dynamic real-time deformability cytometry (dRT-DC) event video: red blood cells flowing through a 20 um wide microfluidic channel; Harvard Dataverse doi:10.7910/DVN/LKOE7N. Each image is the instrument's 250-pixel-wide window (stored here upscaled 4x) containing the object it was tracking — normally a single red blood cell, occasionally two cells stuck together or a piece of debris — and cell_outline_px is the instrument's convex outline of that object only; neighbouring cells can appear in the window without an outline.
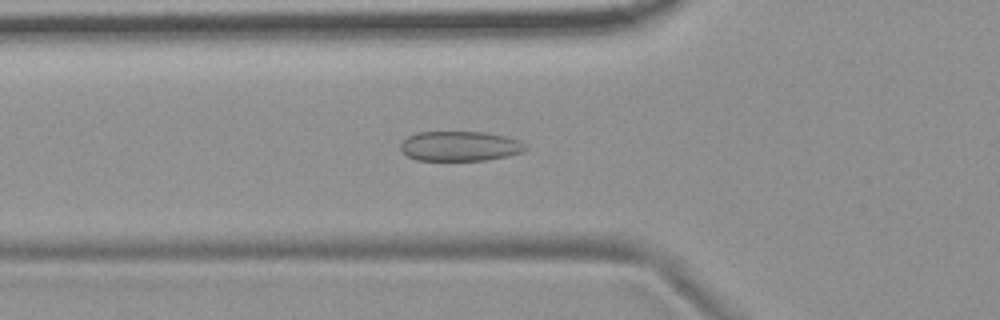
{"species": "common noctule bat (a hibernating species)", "species_latin": "Nyctalus noctula", "temperature_condition": "room temperature", "stored_images_in_passage": 53, "camera_frame_rate_fps": 3000, "um_per_image_px": 0.085, "animal": {"sex": "female", "body_mass_g": 19.9}, "frame": {"image": 1, "passage_image": 18, "time_ms": 5.667, "image_size_px": [1000, 320], "cell_outline_px": [[528, 148], [520, 152], [508, 156], [484, 160], [416, 160], [408, 156], [400, 148], [400, 144], [408, 136], [416, 132], [484, 132], [508, 136], [520, 140]], "centroid_in_image_um": [39.1, 12.41], "position_along_channel_um": 86.7, "area_um2": 21.73}}
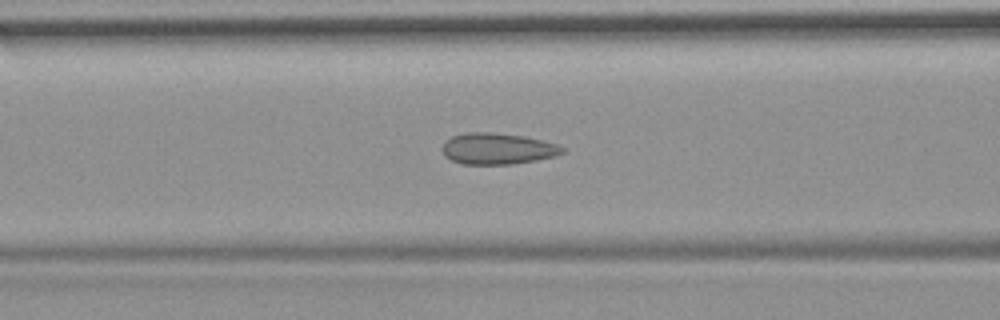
{"frame": {"image": 2, "passage_image": 21, "time_ms": 6.667, "image_size_px": [1000, 320], "cell_outline_px": [[568, 148], [564, 152], [556, 156], [536, 160], [512, 164], [460, 164], [444, 156], [444, 144], [452, 136], [468, 132], [488, 132], [524, 136], [556, 144]], "centroid_in_image_um": [42.33, 12.64], "position_along_channel_um": 124.3, "area_um2": 21.73}}
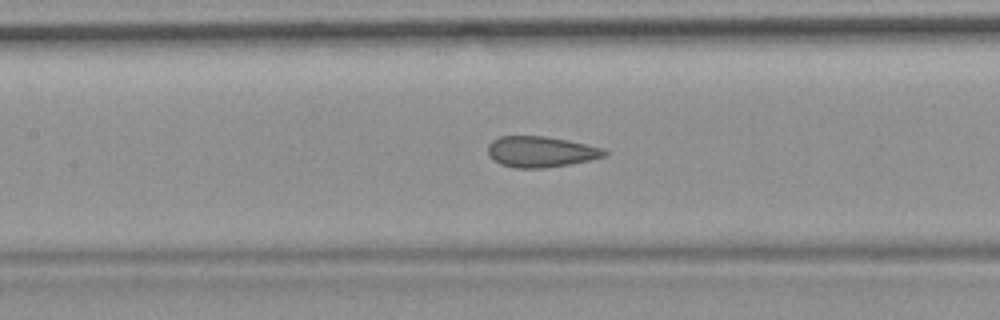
{"frame": {"image": 3, "passage_image": 24, "time_ms": 7.667, "image_size_px": [1000, 320], "cell_outline_px": [[608, 156], [572, 164], [544, 168], [512, 168], [500, 164], [488, 152], [488, 144], [492, 140], [500, 136], [544, 136], [568, 140], [604, 148], [608, 152]], "centroid_in_image_um": [46.01, 12.9], "position_along_channel_um": 161.4, "area_um2": 21.1}, "authors_computed_cell_mechanics": {"area_um2": 21.7328, "velocity_mm_per_s": 3.7063, "shape_relaxation_time_tau1_ms": null, "shape_relaxation_time_tau2_ms": 1.0773, "deformation_change_tau1": null, "deformation_change_tau2": 0.0942}}